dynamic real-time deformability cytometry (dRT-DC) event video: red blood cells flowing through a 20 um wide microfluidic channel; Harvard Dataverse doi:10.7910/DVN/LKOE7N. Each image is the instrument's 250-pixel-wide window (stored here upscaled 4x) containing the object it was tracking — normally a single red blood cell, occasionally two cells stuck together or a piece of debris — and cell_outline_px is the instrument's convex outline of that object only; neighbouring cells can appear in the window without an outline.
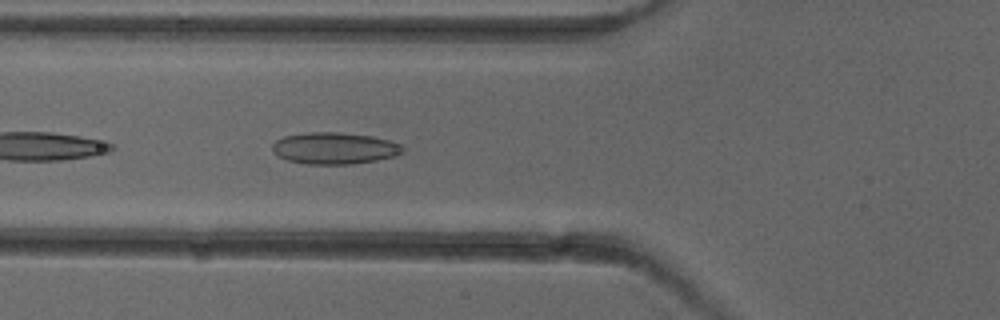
{"species": "common noctule bat (a hibernating species)", "species_latin": "Nyctalus noctula", "temperature_condition": "cold", "stored_images_in_passage": 6, "camera_frame_rate_fps": 3000, "um_per_image_px": 0.085, "animal": {"sex": "female"}, "frame": {"image": 1, "passage_image": 6, "time_ms": 6.0, "image_size_px": [1000, 320], "cell_outline_px": [[404, 152], [392, 156], [376, 160], [352, 164], [308, 164], [288, 160], [280, 156], [272, 148], [272, 144], [276, 140], [284, 136], [308, 132], [340, 132], [372, 136], [392, 140], [404, 144]], "centroid_in_image_um": [28.49, 12.58], "position_along_channel_um": 97.3, "area_um2": 24.1}}